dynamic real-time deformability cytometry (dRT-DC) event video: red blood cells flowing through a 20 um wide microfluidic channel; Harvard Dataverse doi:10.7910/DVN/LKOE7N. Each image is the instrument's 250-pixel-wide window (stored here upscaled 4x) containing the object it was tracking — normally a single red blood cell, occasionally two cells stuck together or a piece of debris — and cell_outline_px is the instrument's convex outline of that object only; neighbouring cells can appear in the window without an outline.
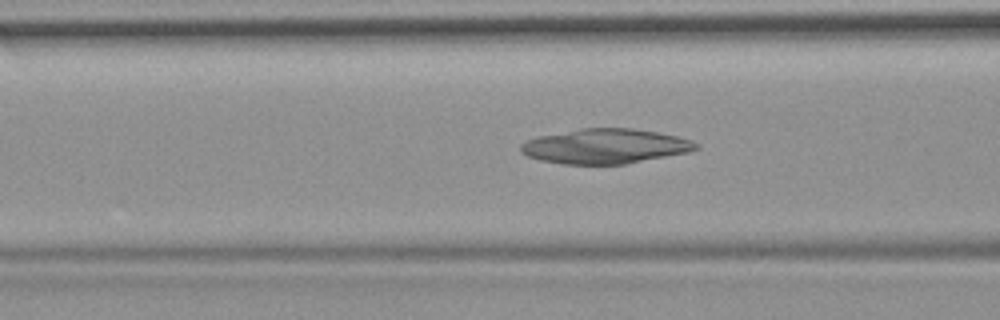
{"species": "common noctule bat (a hibernating species)", "species_latin": "Nyctalus noctula", "temperature_condition": "room temperature", "stored_images_in_passage": 53, "camera_frame_rate_fps": 3000, "um_per_image_px": 0.085, "animal": {"sex": "female", "body_mass_g": 19.9}, "frame": {"image": 1, "passage_image": 20, "time_ms": 6.333, "image_size_px": [1000, 320], "cell_outline_px": [[700, 148], [692, 152], [624, 164], [564, 164], [540, 160], [528, 156], [520, 152], [520, 144], [528, 140], [540, 136], [580, 128], [632, 128], [656, 132], [676, 136], [692, 140], [700, 144]], "centroid_in_image_um": [51.49, 12.43], "position_along_channel_um": 115.1, "area_um2": 35.6}}
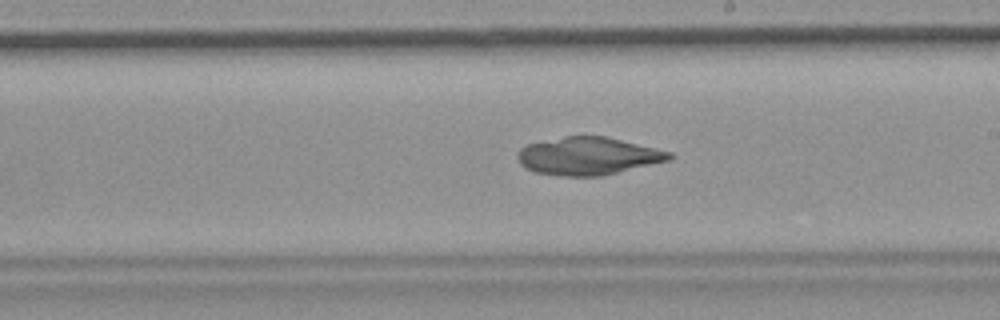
{"frame": {"image": 2, "passage_image": 30, "time_ms": 9.667, "image_size_px": [1000, 320], "cell_outline_px": [[676, 156], [672, 160], [600, 176], [560, 176], [536, 172], [524, 168], [520, 164], [516, 156], [520, 148], [528, 144], [564, 136], [608, 136], [672, 152]], "centroid_in_image_um": [50.02, 13.26], "position_along_channel_um": 239.0, "area_um2": 33.64}}
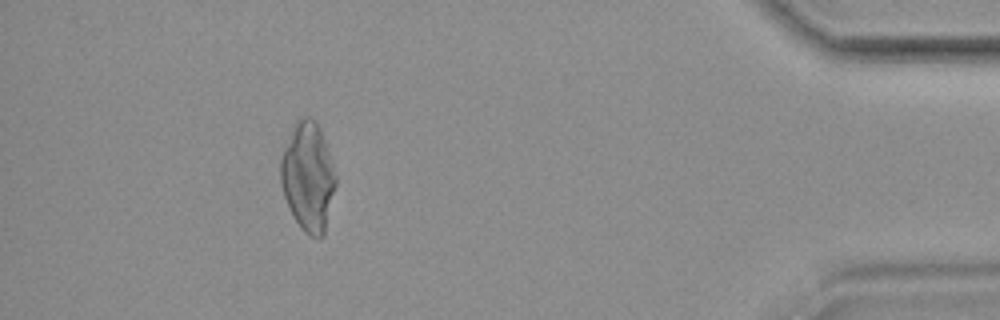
{"frame": {"image": 3, "passage_image": 48, "time_ms": 15.667, "image_size_px": [1000, 320], "cell_outline_px": [[336, 184], [324, 236], [312, 236], [304, 232], [300, 228], [284, 196], [280, 184], [280, 160], [292, 124], [300, 116], [308, 116], [316, 120], [324, 140], [336, 176]], "centroid_in_image_um": [26.16, 14.99], "position_along_channel_um": 409.0, "area_um2": 34.85}}